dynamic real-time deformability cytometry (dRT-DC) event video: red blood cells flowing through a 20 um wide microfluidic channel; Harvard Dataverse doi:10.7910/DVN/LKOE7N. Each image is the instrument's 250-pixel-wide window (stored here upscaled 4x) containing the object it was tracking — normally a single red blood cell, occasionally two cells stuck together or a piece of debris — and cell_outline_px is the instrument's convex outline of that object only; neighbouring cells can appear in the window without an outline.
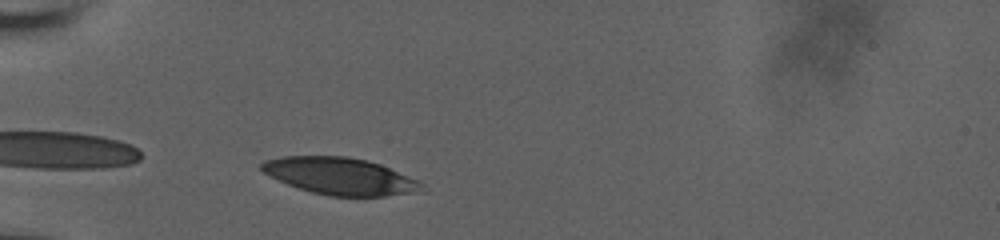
{"species": "human", "species_latin": "Homo sapiens", "temperature_condition": "room temperature", "stored_images_in_passage": 33, "camera_frame_rate_fps": 3000, "um_per_image_px": 0.085, "donor": {"sex": "male"}, "frame": {"image": 1, "passage_image": 2, "time_ms": 0.333, "image_size_px": [1000, 240], "cell_outline_px": [[424, 192], [384, 196], [328, 196], [312, 192], [288, 184], [264, 172], [260, 168], [260, 164], [264, 160], [280, 156], [348, 156], [368, 160], [380, 164], [416, 180], [424, 184]], "centroid_in_image_um": [28.93, 14.97], "position_along_channel_um": 56.1, "area_um2": 34.45}}
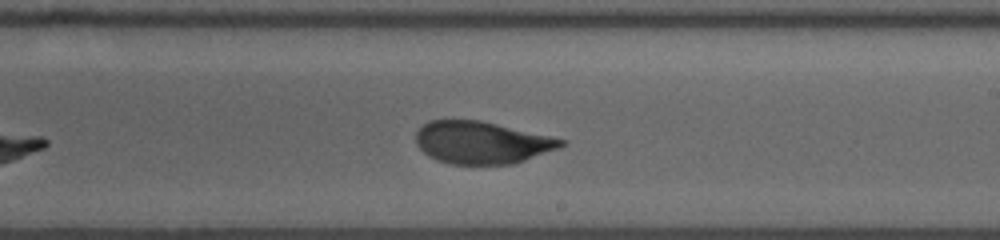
{"frame": {"image": 2, "passage_image": 19, "time_ms": 6.0, "image_size_px": [1000, 240], "cell_outline_px": [[568, 140], [560, 148], [512, 164], [452, 164], [436, 160], [428, 156], [416, 144], [416, 132], [428, 120], [480, 120]], "centroid_in_image_um": [40.94, 12.11], "position_along_channel_um": 248.1, "area_um2": 35.72}}
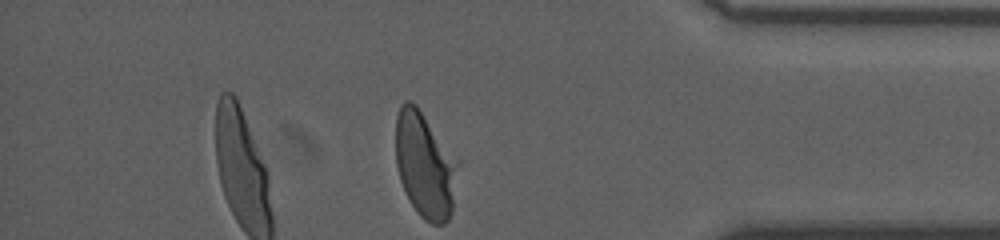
{"frame": {"image": 3, "passage_image": 33, "time_ms": 10.667, "image_size_px": [1000, 240], "cell_outline_px": [[460, 160], [452, 212], [448, 220], [444, 224], [432, 224], [424, 220], [416, 212], [400, 180], [396, 164], [396, 116], [400, 104], [404, 100], [408, 100], [416, 104]], "centroid_in_image_um": [36.15, 14.01], "position_along_channel_um": 399.1, "area_um2": 38.9}, "authors_computed_cell_mechanics": {"area_um2": 36.5296, "velocity_mm_per_s": 3.7156, "shape_relaxation_time_tau1_ms": 5.5577, "shape_relaxation_time_tau2_ms": 0.9585, "deformation_change_tau1": 0.1748, "deformation_change_tau2": 0.0675}}